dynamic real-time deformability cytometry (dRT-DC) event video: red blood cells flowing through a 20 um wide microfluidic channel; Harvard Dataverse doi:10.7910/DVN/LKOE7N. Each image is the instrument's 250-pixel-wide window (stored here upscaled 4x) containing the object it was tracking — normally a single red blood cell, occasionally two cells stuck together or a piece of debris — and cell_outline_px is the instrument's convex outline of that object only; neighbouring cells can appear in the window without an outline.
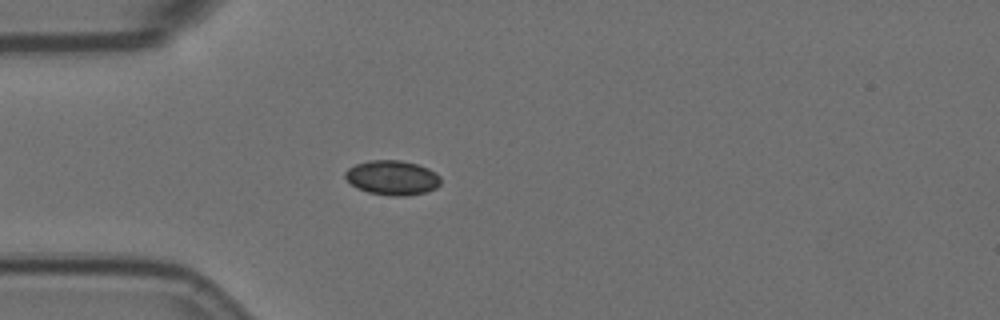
{"species": "Egyptian fruit bat (a non-hibernating species)", "species_latin": "Rousettus aegyptiacus", "temperature_condition": "room temperature", "stored_images_in_passage": 4, "camera_frame_rate_fps": 3000, "um_per_image_px": 0.085, "animal": {"sex": "female"}, "frame": {"image": 1, "passage_image": 3, "time_ms": 0.667, "image_size_px": [1000, 320], "cell_outline_px": [[440, 184], [436, 188], [424, 192], [404, 196], [388, 196], [368, 192], [356, 188], [344, 176], [344, 172], [348, 168], [356, 164], [368, 160], [400, 160], [416, 164], [428, 168], [436, 172], [440, 176]], "centroid_in_image_um": [33.33, 15.1], "position_along_channel_um": 51.7, "area_um2": 19.31}}